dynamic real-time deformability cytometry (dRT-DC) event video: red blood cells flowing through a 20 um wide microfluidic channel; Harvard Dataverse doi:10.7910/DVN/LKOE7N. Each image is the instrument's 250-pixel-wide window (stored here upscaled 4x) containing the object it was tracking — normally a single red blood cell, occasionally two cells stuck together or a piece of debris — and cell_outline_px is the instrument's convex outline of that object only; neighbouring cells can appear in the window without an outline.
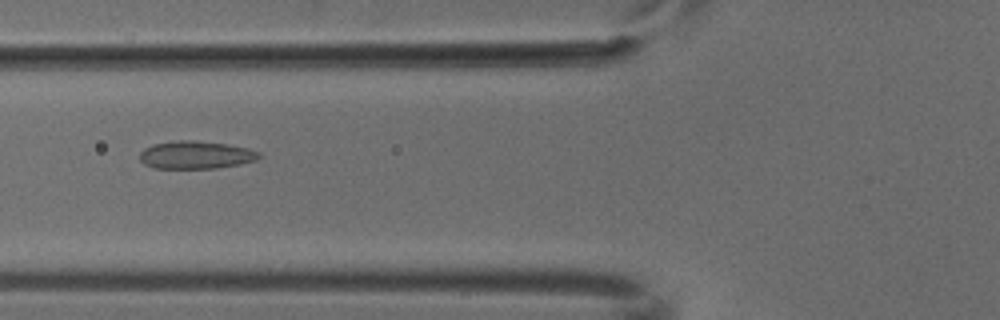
{"species": "common noctule bat (a hibernating species)", "species_latin": "Nyctalus noctula", "temperature_condition": "cold", "stored_images_in_passage": 4, "camera_frame_rate_fps": 3000, "um_per_image_px": 0.085, "animal": {"sex": "male", "body_mass_g": 18.8}, "frame": {"image": 1, "passage_image": 4, "time_ms": 1.0, "image_size_px": [1000, 320], "cell_outline_px": [[260, 156], [256, 160], [240, 164], [216, 168], [156, 168], [144, 164], [140, 160], [140, 152], [144, 148], [152, 144], [180, 140], [192, 140], [228, 144], [248, 148], [260, 152]], "centroid_in_image_um": [16.64, 13.16], "position_along_channel_um": 109.2, "area_um2": 19.31}}